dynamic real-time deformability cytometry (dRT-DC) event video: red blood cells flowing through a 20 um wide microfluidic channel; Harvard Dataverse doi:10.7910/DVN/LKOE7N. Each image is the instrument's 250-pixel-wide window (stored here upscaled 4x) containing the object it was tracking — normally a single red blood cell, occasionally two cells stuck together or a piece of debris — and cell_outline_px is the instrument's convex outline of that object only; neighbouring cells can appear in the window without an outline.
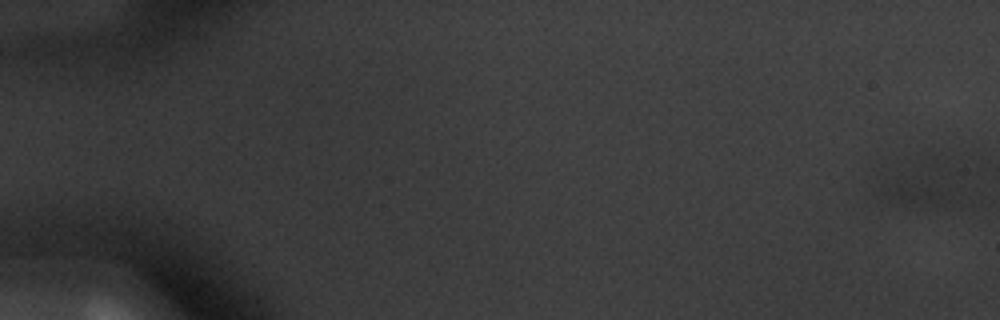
{"species": "common noctule bat (a hibernating species)", "species_latin": "Nyctalus noctula", "temperature_condition": "warm", "stored_images_in_passage": 2, "camera_frame_rate_fps": 3000, "um_per_image_px": 0.085, "animal": {"sex": "male", "body_mass_g": 20.1, "forearm_length_mm": 53.5}, "frame": {"image": 1, "passage_image": 1, "time_ms": 0.0, "image_size_px": [1000, 320], "cell_outline_px": [[984, 196], [980, 200], [972, 204], [904, 204], [880, 200], [872, 192], [884, 180], [928, 152], [976, 160], [984, 164]], "centroid_in_image_um": [79.49, 15.45], "position_along_channel_um": 5.5, "area_um2": 31.62}}